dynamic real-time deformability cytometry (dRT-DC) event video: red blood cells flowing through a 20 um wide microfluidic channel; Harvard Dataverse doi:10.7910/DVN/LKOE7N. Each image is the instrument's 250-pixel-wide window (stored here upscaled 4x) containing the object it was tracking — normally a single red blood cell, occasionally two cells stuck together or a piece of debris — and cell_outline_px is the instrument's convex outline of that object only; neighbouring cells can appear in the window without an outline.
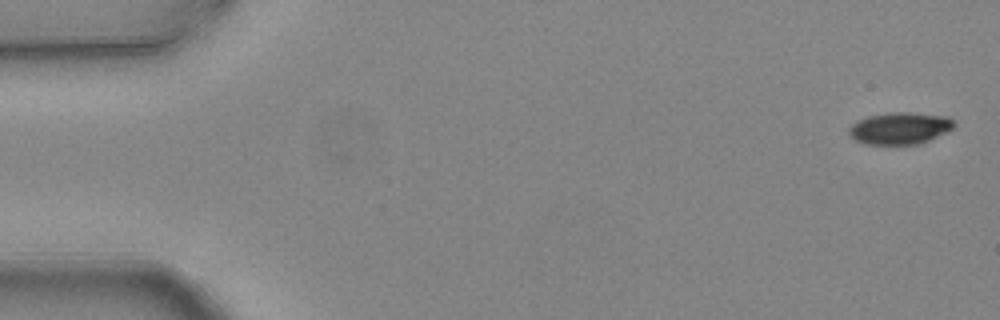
{"species": "common noctule bat (a hibernating species)", "species_latin": "Nyctalus noctula", "temperature_condition": "warm", "stored_images_in_passage": 4, "camera_frame_rate_fps": 3000, "um_per_image_px": 0.085, "animal": {"sex": "female", "body_mass_g": 24.6, "forearm_length_mm": 56.2}, "frame": {"image": 1, "passage_image": 1, "time_ms": 0.0, "image_size_px": [1000, 320], "cell_outline_px": [[956, 124], [952, 128], [928, 140], [916, 144], [864, 144], [848, 136], [848, 128], [856, 120], [868, 116], [888, 112], [912, 112], [944, 116], [952, 120]], "centroid_in_image_um": [76.41, 10.89], "position_along_channel_um": 8.6, "area_um2": 19.48}}
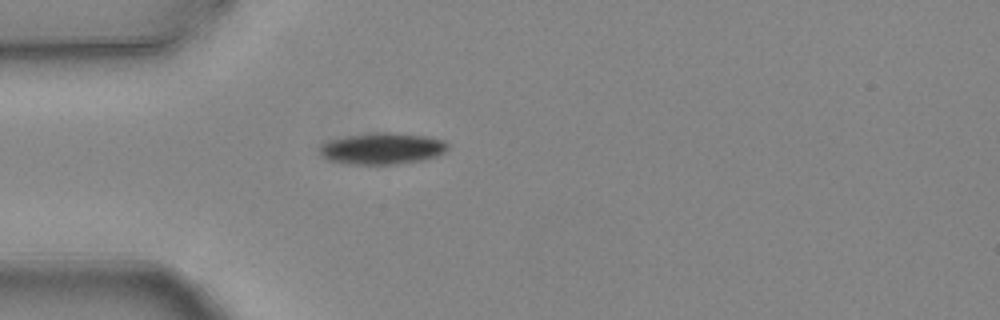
{"frame": {"image": 2, "passage_image": 4, "time_ms": 1.0, "image_size_px": [1000, 320], "cell_outline_px": [[448, 148], [444, 152], [436, 156], [424, 160], [396, 164], [352, 164], [332, 160], [324, 156], [320, 152], [320, 144], [328, 140], [348, 136], [376, 132], [392, 132], [428, 136], [444, 140], [448, 144]], "centroid_in_image_um": [32.54, 12.61], "position_along_channel_um": 52.5, "area_um2": 23.41}}